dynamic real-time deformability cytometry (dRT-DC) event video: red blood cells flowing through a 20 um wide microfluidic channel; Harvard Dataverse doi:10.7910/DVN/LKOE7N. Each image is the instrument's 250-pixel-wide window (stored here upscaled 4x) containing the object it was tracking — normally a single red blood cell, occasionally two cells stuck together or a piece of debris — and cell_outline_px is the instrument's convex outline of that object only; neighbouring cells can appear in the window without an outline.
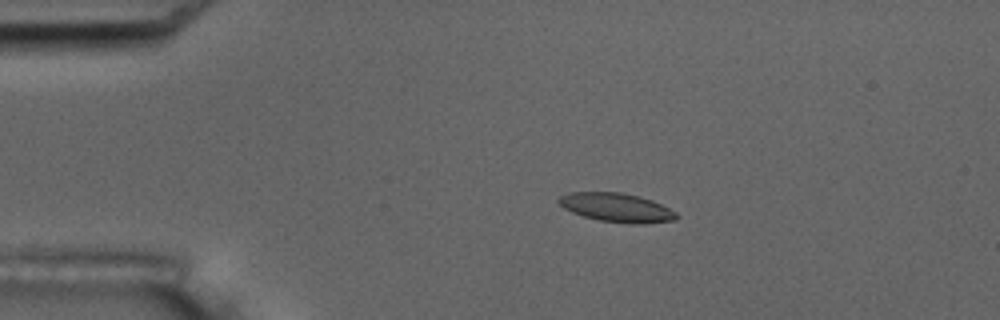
{"species": "common noctule bat (a hibernating species)", "species_latin": "Nyctalus noctula", "temperature_condition": "room temperature", "stored_images_in_passage": 5, "camera_frame_rate_fps": 3000, "um_per_image_px": 0.085, "animal": {"sex": "male", "body_mass_g": 17.5, "forearm_length_mm": 52.3}, "frame": {"image": 1, "passage_image": 3, "time_ms": 2.0, "image_size_px": [1000, 320], "cell_outline_px": [[680, 216], [676, 220], [644, 224], [632, 224], [600, 220], [584, 216], [572, 212], [564, 208], [556, 200], [560, 196], [568, 192], [620, 192], [640, 196], [652, 200], [676, 212]], "centroid_in_image_um": [52.43, 17.64], "position_along_channel_um": 32.6, "area_um2": 19.88}}